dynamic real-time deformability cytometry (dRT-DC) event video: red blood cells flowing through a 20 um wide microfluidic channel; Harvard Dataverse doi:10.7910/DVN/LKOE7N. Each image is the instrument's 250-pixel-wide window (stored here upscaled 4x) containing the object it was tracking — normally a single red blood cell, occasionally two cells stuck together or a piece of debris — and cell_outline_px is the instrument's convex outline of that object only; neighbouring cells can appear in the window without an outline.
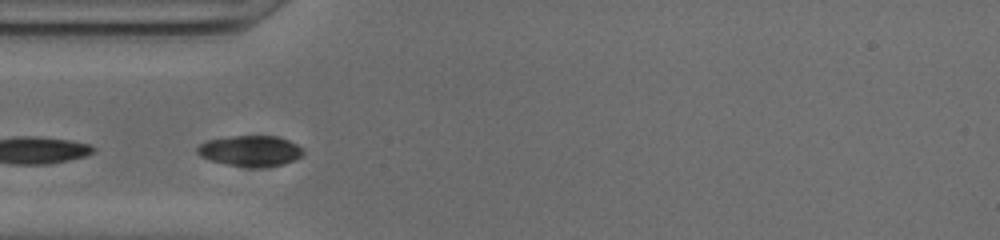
{"species": "common noctule bat (a hibernating species)", "species_latin": "Nyctalus noctula", "temperature_condition": "cold", "stored_images_in_passage": 22, "camera_frame_rate_fps": 3000, "um_per_image_px": 0.085, "animal": {"sex": "male", "body_mass_g": 20.0, "forearm_length_mm": 53.3}, "frame": {"image": 1, "passage_image": 1, "time_ms": 0.0, "image_size_px": [1000, 240], "cell_outline_px": [[304, 152], [296, 160], [284, 164], [224, 164], [208, 160], [200, 156], [196, 152], [196, 148], [200, 144], [208, 140], [224, 136], [276, 136], [288, 140], [304, 148]], "centroid_in_image_um": [21.25, 12.77], "position_along_channel_um": 63.8, "area_um2": 18.38}}